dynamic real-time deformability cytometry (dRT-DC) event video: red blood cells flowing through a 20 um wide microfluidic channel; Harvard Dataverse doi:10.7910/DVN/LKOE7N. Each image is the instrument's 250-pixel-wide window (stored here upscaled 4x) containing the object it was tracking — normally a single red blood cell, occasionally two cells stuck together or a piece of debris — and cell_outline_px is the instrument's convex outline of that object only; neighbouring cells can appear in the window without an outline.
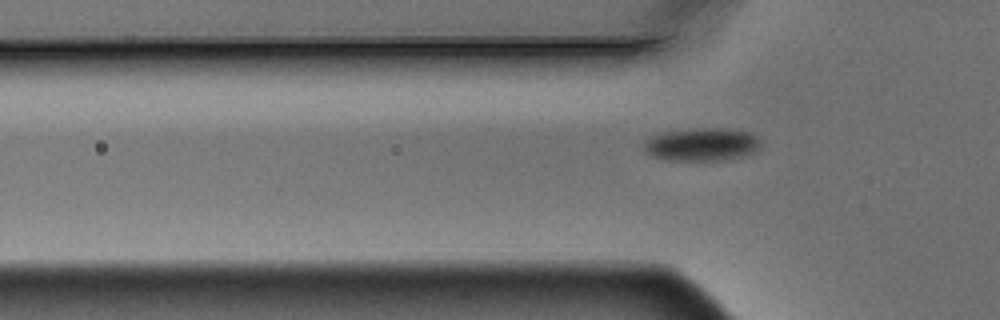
{"species": "Egyptian fruit bat (a non-hibernating species)", "species_latin": "Rousettus aegyptiacus", "temperature_condition": "warm", "stored_images_in_passage": 5, "camera_frame_rate_fps": 3000, "um_per_image_px": 0.085, "animal": {"sex": "male"}, "frame": {"image": 1, "passage_image": 5, "time_ms": 1.333, "image_size_px": [1000, 320], "cell_outline_px": [[760, 148], [752, 152], [740, 156], [716, 160], [668, 160], [652, 156], [644, 148], [644, 144], [652, 136], [664, 132], [696, 128], [732, 128], [752, 132], [760, 140]], "centroid_in_image_um": [59.69, 12.25], "position_along_channel_um": 66.1, "area_um2": 22.25}}